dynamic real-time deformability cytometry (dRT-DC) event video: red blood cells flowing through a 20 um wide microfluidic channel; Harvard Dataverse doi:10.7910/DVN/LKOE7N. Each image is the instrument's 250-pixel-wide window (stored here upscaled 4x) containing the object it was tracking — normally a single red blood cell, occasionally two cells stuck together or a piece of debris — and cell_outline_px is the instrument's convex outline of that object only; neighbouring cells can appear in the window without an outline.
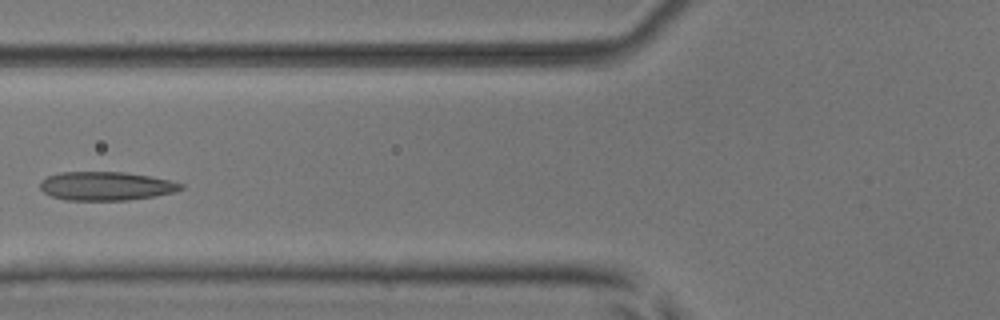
{"species": "common noctule bat (a hibernating species)", "species_latin": "Nyctalus noctula", "temperature_condition": "room temperature", "stored_images_in_passage": 7, "camera_frame_rate_fps": 3000, "um_per_image_px": 0.085, "animal": {"sex": "male", "body_mass_g": 17.9, "forearm_length_mm": 54.2}, "frame": {"image": 1, "passage_image": 6, "time_ms": 5.667, "image_size_px": [1000, 320], "cell_outline_px": [[184, 188], [176, 192], [156, 196], [128, 200], [68, 200], [52, 196], [44, 192], [40, 188], [40, 180], [48, 176], [60, 172], [124, 172], [172, 180], [184, 184]], "centroid_in_image_um": [9.05, 15.81], "position_along_channel_um": 116.7, "area_um2": 23.64}}
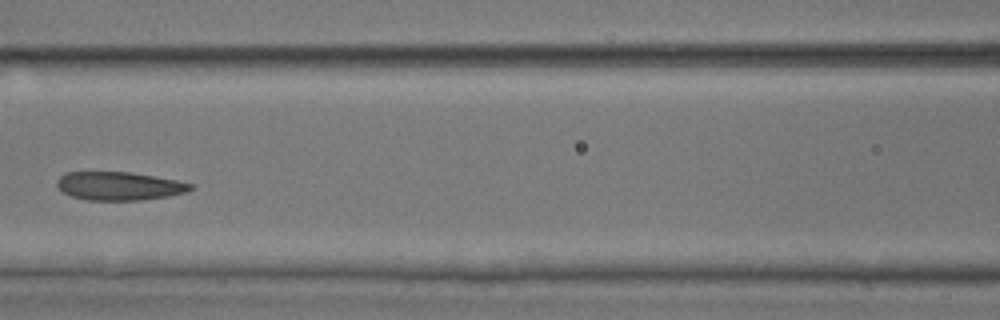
{"frame": {"image": 2, "passage_image": 7, "time_ms": 6.667, "image_size_px": [1000, 320], "cell_outline_px": [[196, 188], [184, 192], [168, 196], [144, 200], [88, 200], [72, 196], [64, 192], [56, 184], [56, 180], [64, 172], [132, 172], [176, 180], [192, 184]], "centroid_in_image_um": [10.13, 15.8], "position_along_channel_um": 156.5, "area_um2": 22.08}}